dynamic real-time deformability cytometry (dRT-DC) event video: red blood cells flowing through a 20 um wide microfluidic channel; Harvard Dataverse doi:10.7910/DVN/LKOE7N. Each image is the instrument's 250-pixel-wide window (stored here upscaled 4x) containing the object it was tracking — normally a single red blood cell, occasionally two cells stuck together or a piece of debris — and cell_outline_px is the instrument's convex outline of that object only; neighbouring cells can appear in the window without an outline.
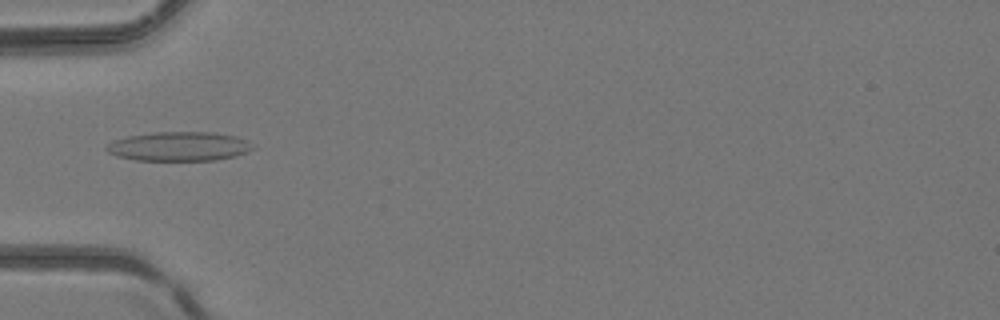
{"species": "common noctule bat (a hibernating species)", "species_latin": "Nyctalus noctula", "temperature_condition": "room temperature", "stored_images_in_passage": 5, "camera_frame_rate_fps": 3000, "um_per_image_px": 0.085, "animal": {"sex": "female", "body_mass_g": 24.6, "forearm_length_mm": 56.2}, "frame": {"image": 1, "passage_image": 5, "time_ms": 5.0, "image_size_px": [1000, 320], "cell_outline_px": [[256, 148], [248, 152], [236, 156], [216, 160], [136, 160], [116, 156], [108, 152], [104, 148], [112, 140], [128, 136], [152, 132], [212, 132], [236, 136], [248, 140]], "centroid_in_image_um": [15.24, 12.44], "position_along_channel_um": 69.8, "area_um2": 25.14}}